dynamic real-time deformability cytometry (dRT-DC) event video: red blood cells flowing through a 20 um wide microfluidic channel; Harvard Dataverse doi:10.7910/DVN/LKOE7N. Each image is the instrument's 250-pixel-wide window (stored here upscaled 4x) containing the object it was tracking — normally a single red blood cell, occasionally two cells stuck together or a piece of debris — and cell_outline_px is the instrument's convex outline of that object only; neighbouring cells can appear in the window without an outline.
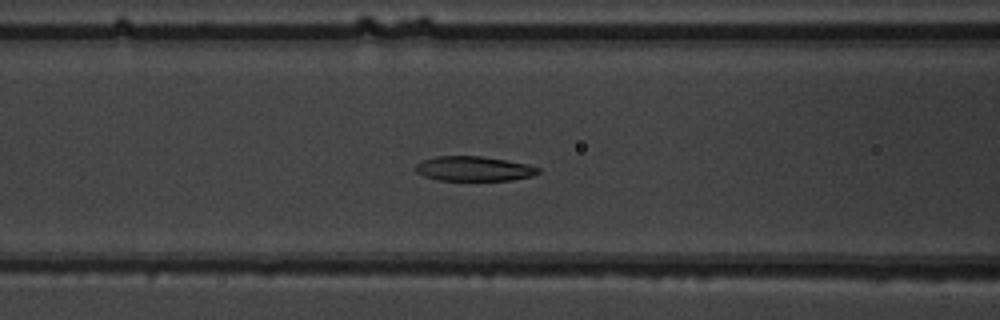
{"species": "common noctule bat (a hibernating species)", "species_latin": "Nyctalus noctula", "temperature_condition": "warm", "stored_images_in_passage": 36, "camera_frame_rate_fps": 3000, "um_per_image_px": 0.085, "animal": {"sex": "male", "body_mass_g": 19.5, "forearm_length_mm": 54.6}, "frame": {"image": 1, "passage_image": 6, "time_ms": 1.667, "image_size_px": [1000, 320], "cell_outline_px": [[540, 172], [532, 176], [512, 180], [440, 180], [424, 176], [416, 172], [416, 164], [420, 160], [436, 156], [480, 156], [528, 164], [540, 168]], "centroid_in_image_um": [40.26, 14.33], "position_along_channel_um": 126.3, "area_um2": 17.63}}
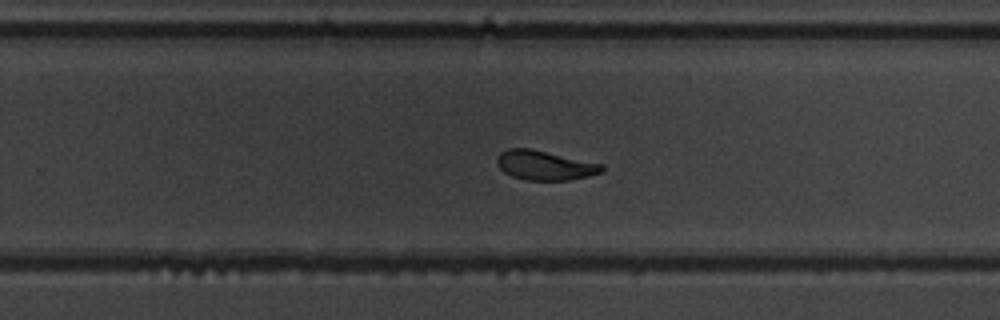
{"frame": {"image": 2, "passage_image": 18, "time_ms": 5.667, "image_size_px": [1000, 320], "cell_outline_px": [[604, 172], [588, 176], [568, 180], [528, 180], [512, 176], [504, 172], [496, 164], [496, 156], [500, 152], [508, 148], [532, 148], [604, 164]], "centroid_in_image_um": [46.31, 14.04], "position_along_channel_um": 283.5, "area_um2": 18.26}}
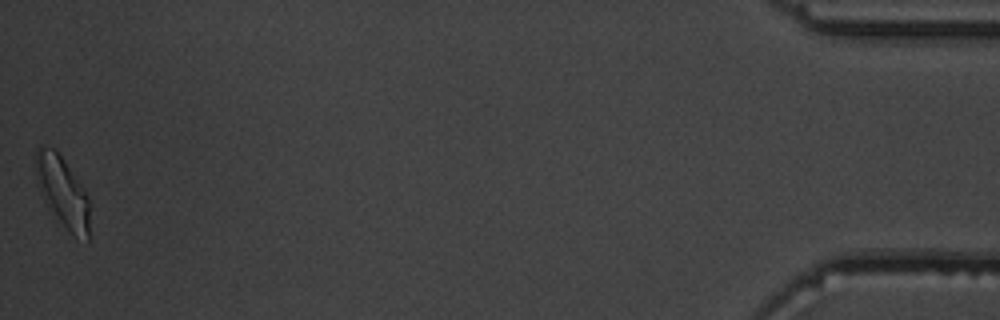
{"frame": {"image": 3, "passage_image": 36, "time_ms": 11.667, "image_size_px": [1000, 320], "cell_outline_px": [[88, 240], [68, 232], [56, 224], [44, 200], [36, 180], [36, 148], [40, 144], [52, 148], [60, 156], [80, 184], [88, 196]], "centroid_in_image_um": [5.27, 16.35], "position_along_channel_um": 429.9, "area_um2": 22.02}, "authors_computed_cell_mechanics": {"area_um2": 18.9006, "velocity_mm_per_s": 3.9393, "shape_relaxation_time_tau1_ms": 4.5069, "shape_relaxation_time_tau2_ms": 1.8599, "deformation_change_tau1": 0.1443, "deformation_change_tau2": 0.0834}}